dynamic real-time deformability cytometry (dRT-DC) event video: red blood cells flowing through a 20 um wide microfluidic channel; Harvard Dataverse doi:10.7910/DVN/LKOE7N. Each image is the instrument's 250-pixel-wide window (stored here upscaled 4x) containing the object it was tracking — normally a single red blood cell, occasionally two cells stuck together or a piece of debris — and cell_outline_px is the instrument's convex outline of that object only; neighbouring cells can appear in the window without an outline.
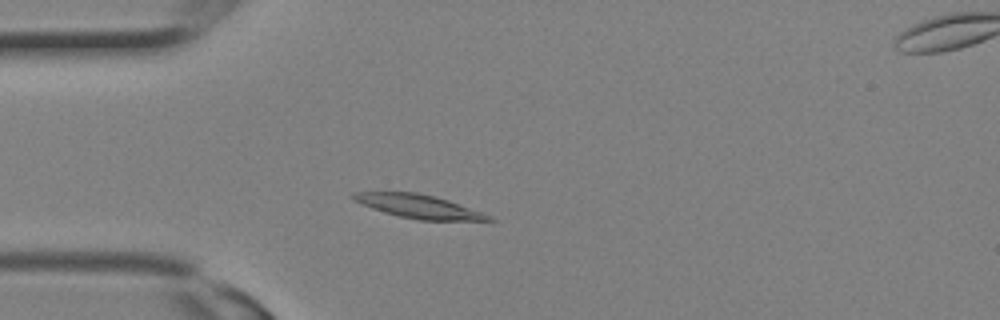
{"species": "Egyptian fruit bat (a non-hibernating species)", "species_latin": "Rousettus aegyptiacus", "temperature_condition": "room temperature", "stored_images_in_passage": 9, "camera_frame_rate_fps": 3000, "um_per_image_px": 0.085, "animal": {"sex": "female"}, "frame": {"image": 1, "passage_image": 3, "time_ms": 0.667, "image_size_px": [1000, 320], "cell_outline_px": [[496, 220], [420, 220], [400, 216], [384, 212], [372, 208], [352, 200], [352, 196], [356, 192], [416, 192], [448, 200], [492, 216]], "centroid_in_image_um": [35.57, 17.54], "position_along_channel_um": 49.4, "area_um2": 18.15}}
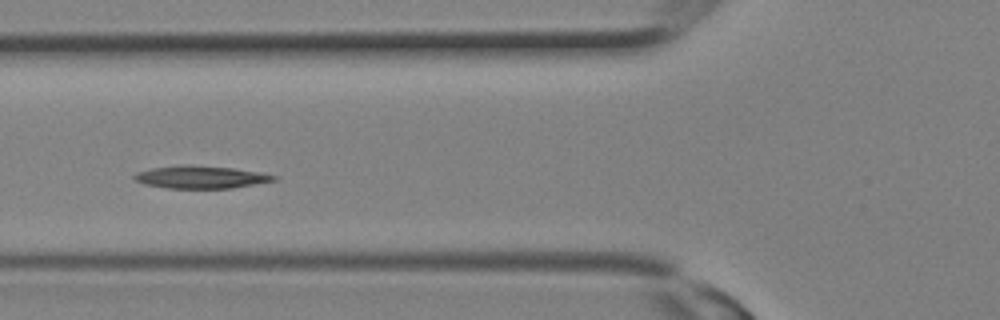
{"frame": {"image": 2, "passage_image": 6, "time_ms": 1.667, "image_size_px": [1000, 320], "cell_outline_px": [[276, 180], [232, 188], [168, 188], [144, 184], [132, 180], [132, 176], [136, 172], [152, 168], [180, 164], [192, 164], [232, 168], [256, 172], [276, 176]], "centroid_in_image_um": [16.96, 15.04], "position_along_channel_um": 108.8, "area_um2": 18.38}}
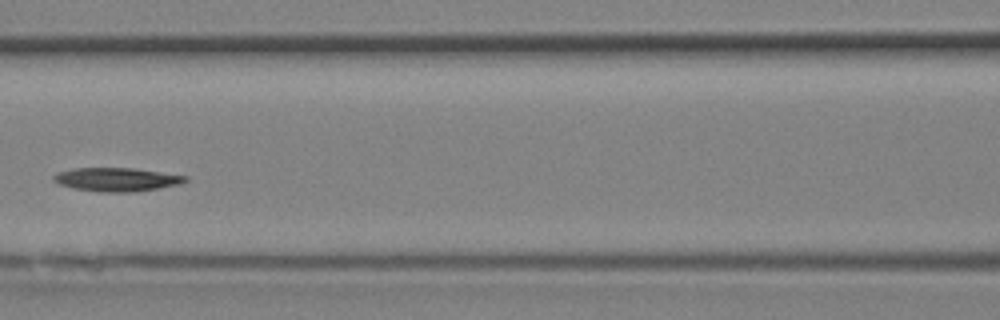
{"frame": {"image": 3, "passage_image": 8, "time_ms": 2.333, "image_size_px": [1000, 320], "cell_outline_px": [[188, 180], [180, 184], [160, 188], [136, 192], [100, 192], [76, 188], [60, 184], [52, 180], [52, 176], [60, 172], [72, 168], [132, 168], [188, 176]], "centroid_in_image_um": [9.95, 15.26], "position_along_channel_um": 156.7, "area_um2": 18.03}}